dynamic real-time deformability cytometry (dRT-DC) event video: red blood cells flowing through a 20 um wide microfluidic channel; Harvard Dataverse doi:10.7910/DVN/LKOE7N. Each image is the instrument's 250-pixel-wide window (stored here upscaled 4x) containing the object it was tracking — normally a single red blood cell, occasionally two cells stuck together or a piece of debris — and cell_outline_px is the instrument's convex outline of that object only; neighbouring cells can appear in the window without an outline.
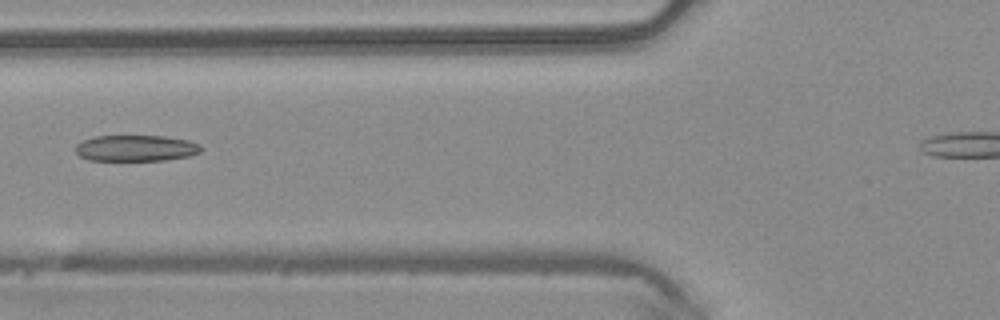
{"species": "common noctule bat (a hibernating species)", "species_latin": "Nyctalus noctula", "temperature_condition": "warm", "stored_images_in_passage": 6, "camera_frame_rate_fps": 3000, "um_per_image_px": 0.085, "animal": {"sex": "male", "body_mass_g": 20.4}, "frame": {"image": 1, "passage_image": 6, "time_ms": 1.667, "image_size_px": [1000, 320], "cell_outline_px": [[204, 148], [200, 152], [188, 156], [164, 160], [88, 160], [80, 156], [76, 152], [76, 144], [84, 140], [96, 136], [164, 136], [188, 140], [200, 144]], "centroid_in_image_um": [11.57, 12.59], "position_along_channel_um": 114.2, "area_um2": 19.07}}